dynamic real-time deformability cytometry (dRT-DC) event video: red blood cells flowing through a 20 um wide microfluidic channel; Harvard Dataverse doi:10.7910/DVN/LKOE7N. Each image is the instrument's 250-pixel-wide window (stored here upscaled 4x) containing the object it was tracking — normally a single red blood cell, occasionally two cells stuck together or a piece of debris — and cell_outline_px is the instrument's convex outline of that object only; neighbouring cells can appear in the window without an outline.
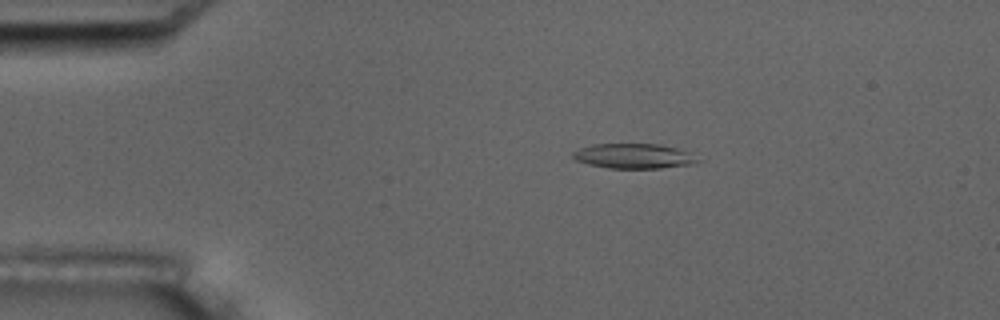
{"species": "common noctule bat (a hibernating species)", "species_latin": "Nyctalus noctula", "temperature_condition": "room temperature", "stored_images_in_passage": 10, "camera_frame_rate_fps": 3000, "um_per_image_px": 0.085, "animal": {"sex": "male", "body_mass_g": 17.5, "forearm_length_mm": 52.3}, "frame": {"image": 1, "passage_image": 4, "time_ms": 3.333, "image_size_px": [1000, 320], "cell_outline_px": [[700, 160], [696, 164], [660, 168], [608, 168], [588, 164], [576, 160], [572, 156], [572, 152], [580, 148], [592, 144], [660, 144], [676, 148], [688, 152]], "centroid_in_image_um": [53.87, 13.27], "position_along_channel_um": 31.1, "area_um2": 18.09}}
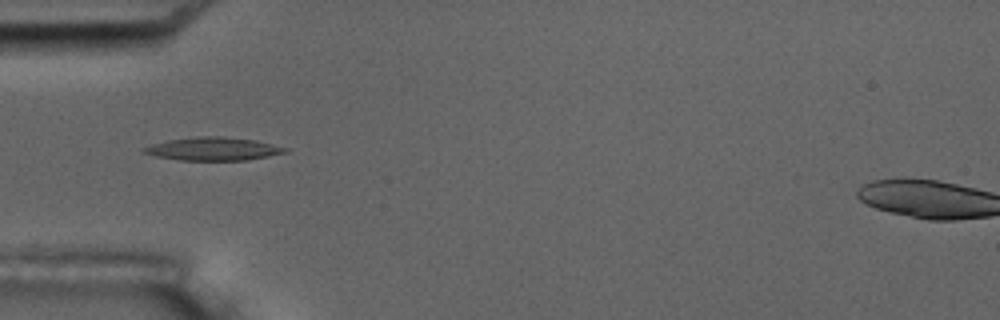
{"frame": {"image": 2, "passage_image": 6, "time_ms": 5.667, "image_size_px": [1000, 320], "cell_outline_px": [[288, 152], [248, 160], [180, 160], [156, 156], [144, 152], [140, 148], [152, 144], [168, 140], [196, 136], [224, 136], [252, 140], [272, 144], [288, 148]], "centroid_in_image_um": [18.11, 12.65], "position_along_channel_um": 66.9, "area_um2": 18.96}}
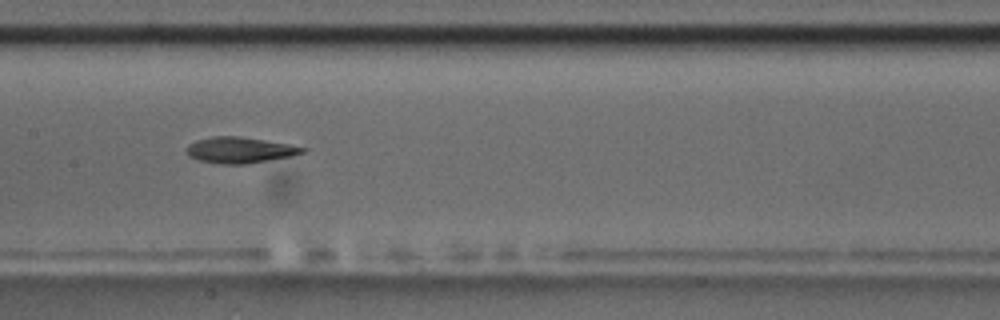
{"frame": {"image": 3, "passage_image": 9, "time_ms": 9.0, "image_size_px": [1000, 320], "cell_outline_px": [[308, 148], [304, 152], [292, 156], [248, 164], [224, 164], [196, 160], [188, 156], [184, 152], [184, 148], [188, 144], [196, 140], [212, 136], [240, 136], [288, 144]], "centroid_in_image_um": [20.33, 12.76], "position_along_channel_um": 187.1, "area_um2": 17.8}}